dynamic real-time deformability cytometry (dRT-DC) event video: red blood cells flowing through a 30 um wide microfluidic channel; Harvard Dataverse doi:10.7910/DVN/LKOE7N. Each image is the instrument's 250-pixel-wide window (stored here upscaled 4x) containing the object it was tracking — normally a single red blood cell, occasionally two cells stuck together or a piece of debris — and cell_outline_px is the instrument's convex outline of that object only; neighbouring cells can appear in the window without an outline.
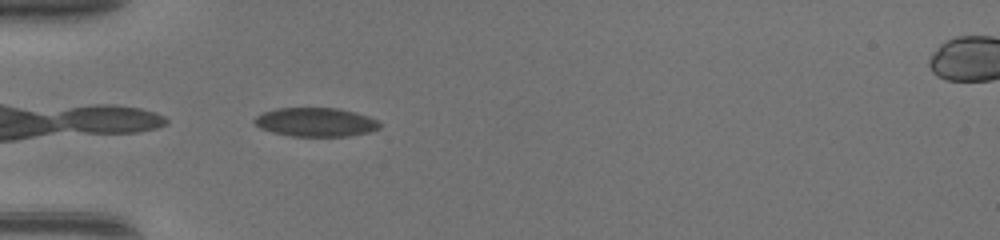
{"species": "common noctule bat (a hibernating species)", "species_latin": "Nyctalus noctula", "temperature_condition": "warm", "stored_images_in_passage": 29, "camera_frame_rate_fps": 3000, "um_per_image_px": 0.085, "animal": {"sex": "female", "body_mass_g": 17.0, "forearm_length_mm": 48.0}, "frame": {"image": 1, "passage_image": 1, "time_ms": 0.0, "image_size_px": [1000, 240], "cell_outline_px": [[380, 128], [368, 132], [348, 136], [292, 136], [272, 132], [260, 128], [252, 120], [256, 116], [264, 112], [276, 108], [336, 108], [356, 112], [368, 116], [376, 120], [380, 124]], "centroid_in_image_um": [26.82, 10.38], "position_along_channel_um": 58.2, "area_um2": 20.98}}
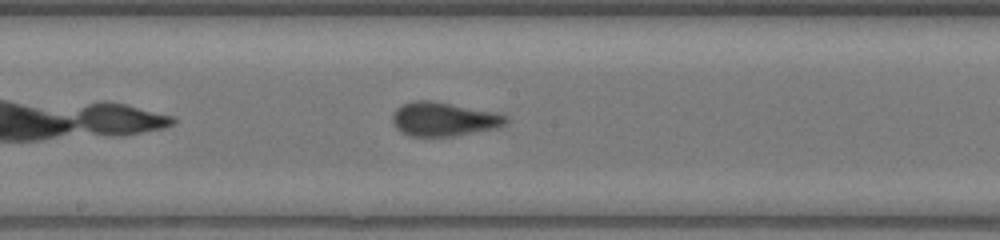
{"frame": {"image": 2, "passage_image": 12, "time_ms": 3.667, "image_size_px": [1000, 240], "cell_outline_px": [[508, 120], [504, 124], [496, 128], [452, 136], [408, 136], [400, 132], [392, 124], [392, 116], [396, 108], [400, 104], [412, 100], [432, 100], [496, 112], [508, 116]], "centroid_in_image_um": [37.66, 10.11], "position_along_channel_um": 210.5, "area_um2": 22.66}}
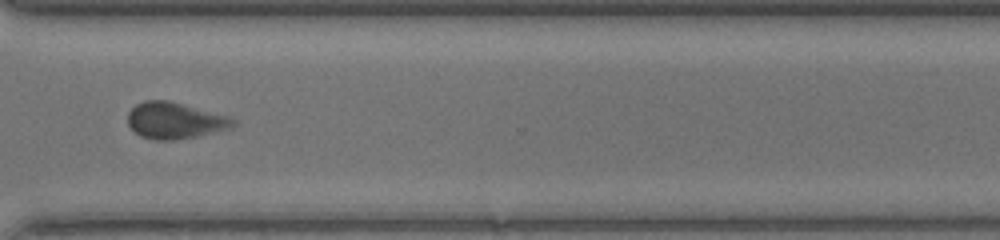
{"frame": {"image": 3, "passage_image": 22, "time_ms": 7.0, "image_size_px": [1000, 240], "cell_outline_px": [[236, 124], [232, 128], [196, 136], [172, 140], [156, 140], [140, 136], [128, 124], [128, 112], [136, 104], [144, 100], [168, 100], [228, 116], [236, 120]], "centroid_in_image_um": [14.86, 10.24], "position_along_channel_um": 355.7, "area_um2": 22.2}, "authors_computed_cell_mechanics": {"area_um2": 21.7906, "velocity_mm_per_s": 4.363, "shape_relaxation_time_tau1_ms": 4.4759, "shape_relaxation_time_tau2_ms": 1.1153, "deformation_change_tau1": 0.1355, "deformation_change_tau2": 0.078}}